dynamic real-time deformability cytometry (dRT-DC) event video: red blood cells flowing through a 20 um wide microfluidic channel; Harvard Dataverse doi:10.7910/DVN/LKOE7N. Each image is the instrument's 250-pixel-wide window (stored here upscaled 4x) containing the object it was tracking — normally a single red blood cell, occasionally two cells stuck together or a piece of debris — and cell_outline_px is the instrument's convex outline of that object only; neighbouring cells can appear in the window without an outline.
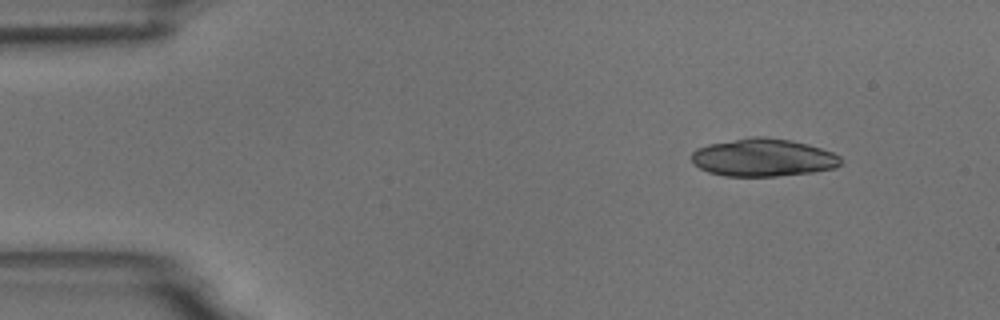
{"species": "common noctule bat (a hibernating species)", "species_latin": "Nyctalus noctula", "temperature_condition": "room temperature", "stored_images_in_passage": 3, "camera_frame_rate_fps": 3000, "um_per_image_px": 0.085, "animal": {"sex": "male", "body_mass_g": 18.8}, "frame": {"image": 1, "passage_image": 1, "time_ms": 0.0, "image_size_px": [1000, 320], "cell_outline_px": [[840, 164], [836, 168], [812, 172], [776, 176], [724, 176], [708, 172], [692, 164], [692, 152], [696, 148], [708, 144], [752, 136], [764, 136], [792, 140], [808, 144], [832, 152], [840, 156]], "centroid_in_image_um": [64.84, 13.39], "position_along_channel_um": 20.2, "area_um2": 33.0}}